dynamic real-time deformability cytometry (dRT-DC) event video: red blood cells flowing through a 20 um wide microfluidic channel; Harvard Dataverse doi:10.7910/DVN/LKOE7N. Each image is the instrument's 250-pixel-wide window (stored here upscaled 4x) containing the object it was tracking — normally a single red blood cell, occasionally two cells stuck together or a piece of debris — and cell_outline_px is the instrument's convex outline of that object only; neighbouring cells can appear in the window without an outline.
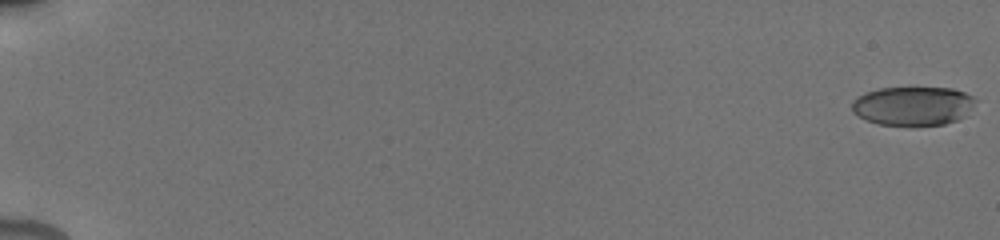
{"species": "human", "species_latin": "Homo sapiens", "temperature_condition": "cold", "stored_images_in_passage": 27, "camera_frame_rate_fps": 3000, "um_per_image_px": 0.085, "donor": {"sex": "male"}, "frame": {"image": 1, "passage_image": 1, "time_ms": 0.0, "image_size_px": [1000, 240], "cell_outline_px": [[976, 100], [964, 116], [956, 120], [944, 124], [912, 128], [880, 124], [868, 120], [852, 112], [852, 100], [856, 96], [880, 88], [952, 88], [964, 92], [972, 96]], "centroid_in_image_um": [77.58, 9.03], "position_along_channel_um": 7.4, "area_um2": 28.38}}
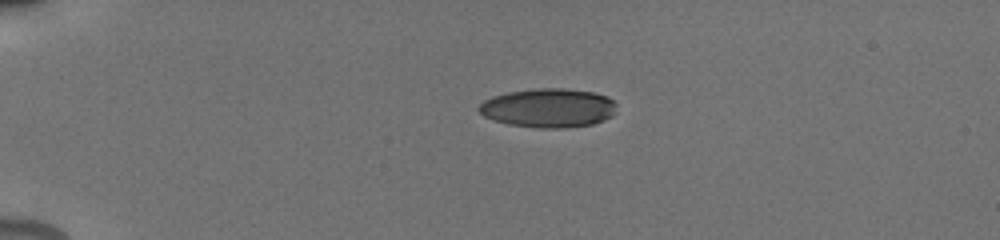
{"frame": {"image": 2, "passage_image": 8, "time_ms": 4.667, "image_size_px": [1000, 240], "cell_outline_px": [[616, 112], [612, 116], [604, 120], [592, 124], [564, 128], [540, 128], [508, 124], [492, 120], [484, 116], [476, 108], [484, 100], [492, 96], [508, 92], [536, 88], [564, 88], [592, 92], [608, 96], [616, 104]], "centroid_in_image_um": [46.61, 9.17], "position_along_channel_um": 38.4, "area_um2": 31.5}}
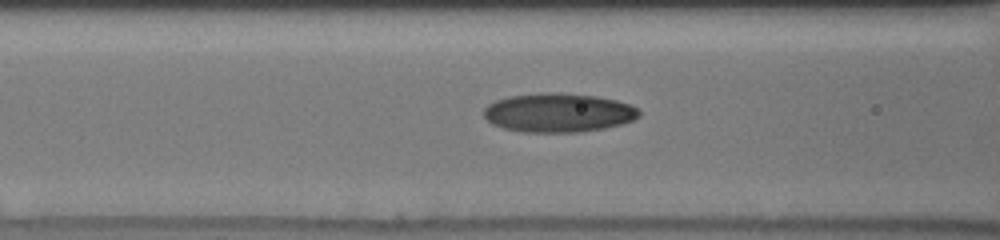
{"frame": {"image": 3, "passage_image": 20, "time_ms": 8.333, "image_size_px": [1000, 240], "cell_outline_px": [[640, 116], [632, 120], [620, 124], [604, 128], [580, 132], [520, 132], [504, 128], [492, 124], [484, 116], [484, 108], [488, 104], [496, 100], [508, 96], [544, 92], [560, 92], [596, 96], [616, 100], [628, 104], [636, 108], [640, 112]], "centroid_in_image_um": [47.43, 9.57], "position_along_channel_um": 119.2, "area_um2": 35.32}}